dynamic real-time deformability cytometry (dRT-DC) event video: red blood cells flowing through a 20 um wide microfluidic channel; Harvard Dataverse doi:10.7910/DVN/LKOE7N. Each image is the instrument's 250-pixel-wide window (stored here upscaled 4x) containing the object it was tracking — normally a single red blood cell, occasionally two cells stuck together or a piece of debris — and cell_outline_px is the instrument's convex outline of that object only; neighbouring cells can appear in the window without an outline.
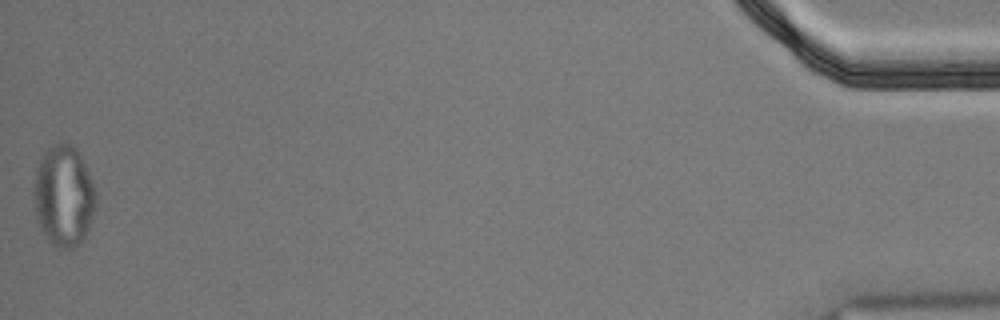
{"species": "Egyptian fruit bat (a non-hibernating species)", "species_latin": "Rousettus aegyptiacus", "temperature_condition": "cold", "stored_images_in_passage": 47, "segment_of_instrument_passage": [2, 2], "camera_frame_rate_fps": 3000, "um_per_image_px": 0.085, "animal": {"sex": "male"}, "frame": {"image": 1, "passage_image": 47, "time_ms": 15.333, "image_size_px": [1000, 320], "cell_outline_px": [[96, 204], [88, 228], [84, 236], [72, 248], [60, 248], [52, 244], [44, 236], [36, 220], [32, 192], [36, 168], [40, 160], [48, 148], [56, 144], [72, 144], [76, 148], [88, 172], [96, 192]], "centroid_in_image_um": [5.38, 16.66], "position_along_channel_um": 429.8, "area_um2": 36.36}}